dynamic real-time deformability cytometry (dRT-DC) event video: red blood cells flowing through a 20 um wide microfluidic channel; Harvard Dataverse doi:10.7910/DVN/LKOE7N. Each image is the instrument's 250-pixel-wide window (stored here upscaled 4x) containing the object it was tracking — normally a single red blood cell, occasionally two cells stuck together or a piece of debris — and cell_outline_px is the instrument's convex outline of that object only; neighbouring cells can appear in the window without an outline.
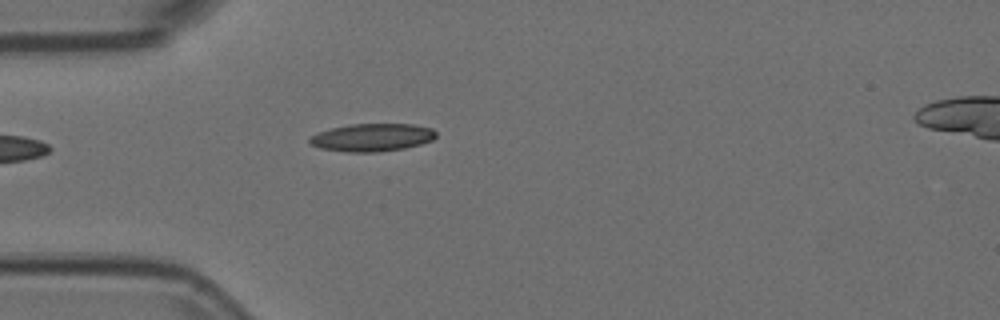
{"species": "Egyptian fruit bat (a non-hibernating species)", "species_latin": "Rousettus aegyptiacus", "temperature_condition": "room temperature", "stored_images_in_passage": 4, "camera_frame_rate_fps": 3000, "um_per_image_px": 0.085, "animal": {"sex": "female"}, "frame": {"image": 1, "passage_image": 4, "time_ms": 1.0, "image_size_px": [1000, 320], "cell_outline_px": [[436, 136], [432, 140], [420, 144], [404, 148], [376, 152], [348, 152], [320, 148], [312, 144], [308, 140], [312, 136], [320, 132], [332, 128], [348, 124], [412, 124], [432, 128], [436, 132]], "centroid_in_image_um": [31.66, 11.68], "position_along_channel_um": 53.3, "area_um2": 20.29}}